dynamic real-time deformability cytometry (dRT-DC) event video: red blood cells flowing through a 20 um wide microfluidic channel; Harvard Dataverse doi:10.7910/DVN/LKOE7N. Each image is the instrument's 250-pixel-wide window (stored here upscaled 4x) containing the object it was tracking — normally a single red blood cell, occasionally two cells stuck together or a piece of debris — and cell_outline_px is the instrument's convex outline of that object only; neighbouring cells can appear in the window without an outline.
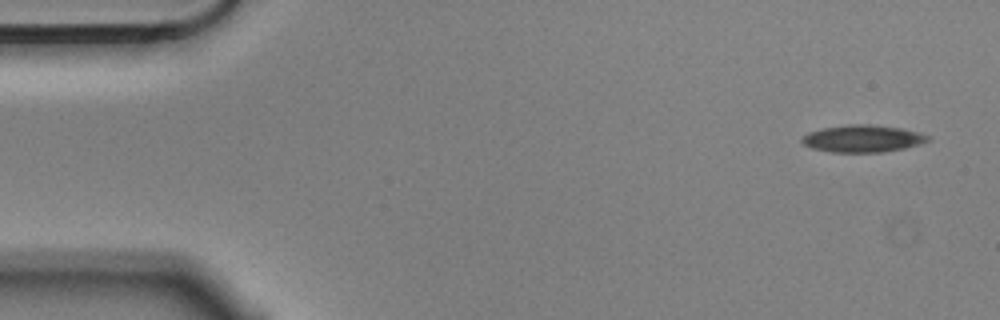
{"species": "Egyptian fruit bat (a non-hibernating species)", "species_latin": "Rousettus aegyptiacus", "temperature_condition": "cold", "stored_images_in_passage": 8, "camera_frame_rate_fps": 3000, "um_per_image_px": 0.085, "animal": {"sex": "male"}, "frame": {"image": 1, "passage_image": 1, "time_ms": 0.0, "image_size_px": [1000, 320], "cell_outline_px": [[928, 140], [904, 148], [884, 152], [832, 152], [812, 148], [804, 144], [800, 140], [808, 132], [824, 128], [848, 124], [868, 124], [900, 128], [920, 132], [928, 136]], "centroid_in_image_um": [73.29, 11.78], "position_along_channel_um": 11.7, "area_um2": 19.65}}
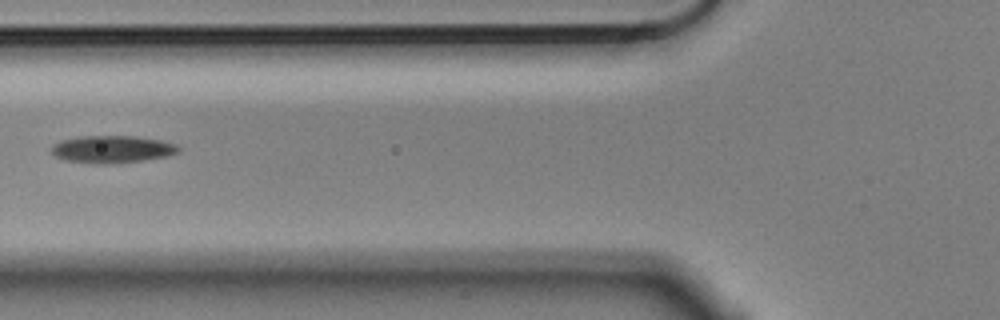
{"frame": {"image": 2, "passage_image": 6, "time_ms": 1.667, "image_size_px": [1000, 320], "cell_outline_px": [[180, 152], [168, 156], [144, 160], [104, 164], [100, 164], [64, 160], [56, 156], [52, 152], [52, 144], [60, 140], [80, 136], [136, 136], [160, 140], [176, 144], [180, 148]], "centroid_in_image_um": [9.54, 12.68], "position_along_channel_um": 116.3, "area_um2": 20.29}}
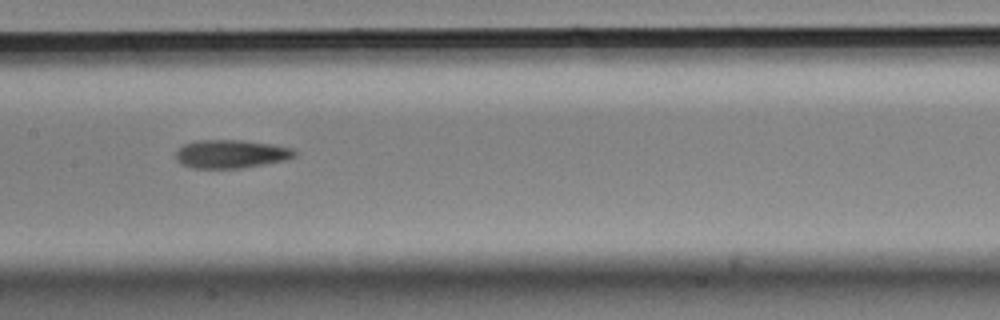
{"frame": {"image": 3, "passage_image": 8, "time_ms": 2.333, "image_size_px": [1000, 320], "cell_outline_px": [[296, 156], [284, 160], [240, 168], [192, 168], [180, 164], [176, 160], [176, 152], [184, 144], [196, 140], [240, 140], [272, 144], [292, 148], [296, 152]], "centroid_in_image_um": [19.6, 13.08], "position_along_channel_um": 187.8, "area_um2": 19.54}}